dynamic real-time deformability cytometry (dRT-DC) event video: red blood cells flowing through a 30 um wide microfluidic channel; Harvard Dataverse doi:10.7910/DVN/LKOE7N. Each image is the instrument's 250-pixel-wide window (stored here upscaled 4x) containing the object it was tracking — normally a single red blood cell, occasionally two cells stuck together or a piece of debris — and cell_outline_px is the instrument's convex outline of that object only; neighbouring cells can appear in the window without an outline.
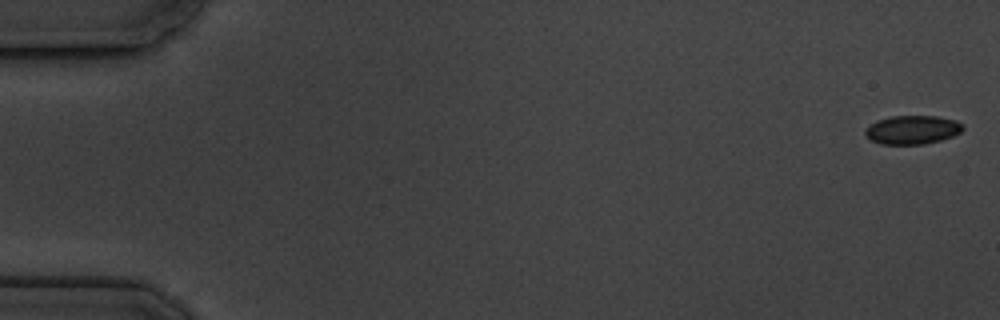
{"species": "common noctule bat (a hibernating species)", "species_latin": "Nyctalus noctula", "temperature_condition": "cold", "stored_images_in_passage": 11, "camera_frame_rate_fps": 3000, "um_per_image_px": 0.085, "animal": {"sex": "male", "body_mass_g": 19.5, "forearm_length_mm": 54.6}, "frame": {"image": 1, "passage_image": 1, "time_ms": 0.0, "image_size_px": [1000, 320], "cell_outline_px": [[964, 128], [960, 132], [952, 136], [940, 140], [924, 144], [880, 144], [872, 140], [864, 132], [864, 128], [876, 120], [892, 116], [936, 116], [956, 120], [964, 124]], "centroid_in_image_um": [77.55, 11.02], "position_along_channel_um": 7.5, "area_um2": 16.36}}
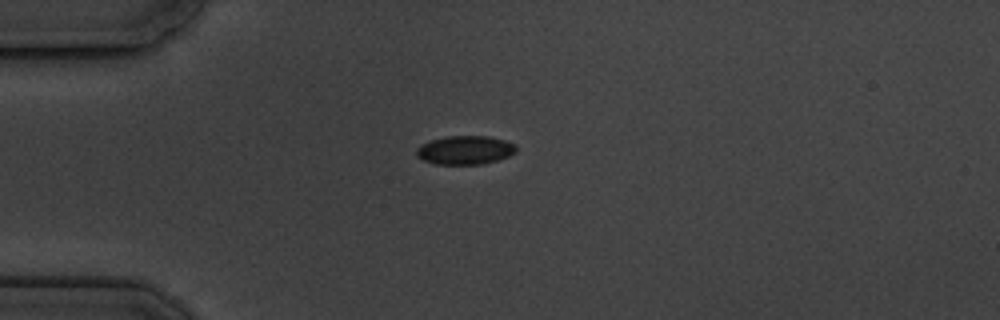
{"frame": {"image": 2, "passage_image": 5, "time_ms": 4.667, "image_size_px": [1000, 320], "cell_outline_px": [[516, 152], [508, 156], [484, 164], [436, 164], [424, 160], [416, 156], [416, 148], [420, 144], [432, 140], [448, 136], [488, 136], [504, 140], [516, 144]], "centroid_in_image_um": [39.52, 12.75], "position_along_channel_um": 45.5, "area_um2": 16.65}}